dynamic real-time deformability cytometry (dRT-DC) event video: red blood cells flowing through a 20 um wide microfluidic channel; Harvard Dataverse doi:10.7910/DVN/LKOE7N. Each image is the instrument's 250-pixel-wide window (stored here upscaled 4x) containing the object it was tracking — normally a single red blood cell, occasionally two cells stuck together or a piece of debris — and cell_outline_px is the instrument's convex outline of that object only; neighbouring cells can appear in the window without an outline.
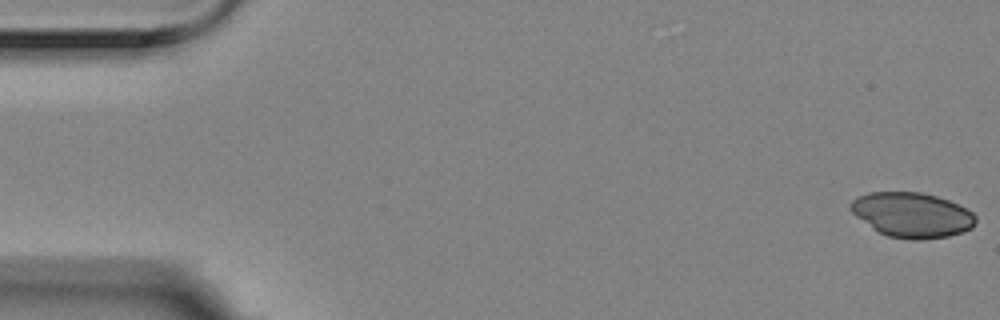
{"species": "Egyptian fruit bat (a non-hibernating species)", "species_latin": "Rousettus aegyptiacus", "temperature_condition": "room temperature", "stored_images_in_passage": 5, "camera_frame_rate_fps": 3000, "um_per_image_px": 0.085, "animal": {"sex": "female"}, "frame": {"image": 1, "passage_image": 1, "time_ms": 0.0, "image_size_px": [1000, 320], "cell_outline_px": [[976, 220], [972, 228], [964, 232], [948, 236], [920, 240], [912, 240], [888, 236], [872, 228], [856, 216], [848, 208], [848, 204], [856, 196], [868, 192], [920, 192], [936, 196], [948, 200], [968, 208], [976, 216]], "centroid_in_image_um": [77.51, 18.26], "position_along_channel_um": 7.5, "area_um2": 33.0}}